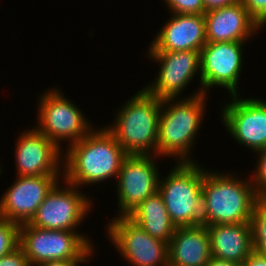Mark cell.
Listing matches in <instances>:
<instances>
[{
  "label": "cell",
  "mask_w": 266,
  "mask_h": 266,
  "mask_svg": "<svg viewBox=\"0 0 266 266\" xmlns=\"http://www.w3.org/2000/svg\"><path fill=\"white\" fill-rule=\"evenodd\" d=\"M63 153L62 179L78 188L112 177L117 179L123 160L128 156L106 127L93 129Z\"/></svg>",
  "instance_id": "6da1fadb"
},
{
  "label": "cell",
  "mask_w": 266,
  "mask_h": 266,
  "mask_svg": "<svg viewBox=\"0 0 266 266\" xmlns=\"http://www.w3.org/2000/svg\"><path fill=\"white\" fill-rule=\"evenodd\" d=\"M192 95L162 100L159 114L157 156L176 163H196L191 151L206 114L208 94L199 87ZM175 156V157H174Z\"/></svg>",
  "instance_id": "7a4b0ae2"
},
{
  "label": "cell",
  "mask_w": 266,
  "mask_h": 266,
  "mask_svg": "<svg viewBox=\"0 0 266 266\" xmlns=\"http://www.w3.org/2000/svg\"><path fill=\"white\" fill-rule=\"evenodd\" d=\"M221 173V174H220ZM203 225L250 223L256 193L251 176L206 169L202 184Z\"/></svg>",
  "instance_id": "3957f363"
},
{
  "label": "cell",
  "mask_w": 266,
  "mask_h": 266,
  "mask_svg": "<svg viewBox=\"0 0 266 266\" xmlns=\"http://www.w3.org/2000/svg\"><path fill=\"white\" fill-rule=\"evenodd\" d=\"M114 114V124L105 126L128 155L157 156L159 114L162 100L143 87Z\"/></svg>",
  "instance_id": "277c9868"
},
{
  "label": "cell",
  "mask_w": 266,
  "mask_h": 266,
  "mask_svg": "<svg viewBox=\"0 0 266 266\" xmlns=\"http://www.w3.org/2000/svg\"><path fill=\"white\" fill-rule=\"evenodd\" d=\"M171 169L166 177L160 175L158 184L171 222L176 227L203 224L202 184L206 169L198 162L177 163Z\"/></svg>",
  "instance_id": "5b68a950"
},
{
  "label": "cell",
  "mask_w": 266,
  "mask_h": 266,
  "mask_svg": "<svg viewBox=\"0 0 266 266\" xmlns=\"http://www.w3.org/2000/svg\"><path fill=\"white\" fill-rule=\"evenodd\" d=\"M85 235L78 230H49L24 223L20 225L19 246L30 266L57 260L90 261L95 246Z\"/></svg>",
  "instance_id": "8992f818"
},
{
  "label": "cell",
  "mask_w": 266,
  "mask_h": 266,
  "mask_svg": "<svg viewBox=\"0 0 266 266\" xmlns=\"http://www.w3.org/2000/svg\"><path fill=\"white\" fill-rule=\"evenodd\" d=\"M49 90V91H48ZM43 92L39 98V109L35 128L53 141L63 152L62 141L77 143L94 128L88 118L72 100L64 96L57 88Z\"/></svg>",
  "instance_id": "52a82bcc"
},
{
  "label": "cell",
  "mask_w": 266,
  "mask_h": 266,
  "mask_svg": "<svg viewBox=\"0 0 266 266\" xmlns=\"http://www.w3.org/2000/svg\"><path fill=\"white\" fill-rule=\"evenodd\" d=\"M60 181L47 194L29 224L42 229L76 231L90 209L92 200L77 186ZM66 183V184H65ZM61 184V185H60Z\"/></svg>",
  "instance_id": "ba28073f"
},
{
  "label": "cell",
  "mask_w": 266,
  "mask_h": 266,
  "mask_svg": "<svg viewBox=\"0 0 266 266\" xmlns=\"http://www.w3.org/2000/svg\"><path fill=\"white\" fill-rule=\"evenodd\" d=\"M106 234L130 266H169L168 244L153 238L127 216L112 218Z\"/></svg>",
  "instance_id": "9c48e42d"
},
{
  "label": "cell",
  "mask_w": 266,
  "mask_h": 266,
  "mask_svg": "<svg viewBox=\"0 0 266 266\" xmlns=\"http://www.w3.org/2000/svg\"><path fill=\"white\" fill-rule=\"evenodd\" d=\"M244 44L246 42H207L201 49L198 76L204 94L215 86L227 89L230 96L240 95L238 80L242 74Z\"/></svg>",
  "instance_id": "30bf717a"
},
{
  "label": "cell",
  "mask_w": 266,
  "mask_h": 266,
  "mask_svg": "<svg viewBox=\"0 0 266 266\" xmlns=\"http://www.w3.org/2000/svg\"><path fill=\"white\" fill-rule=\"evenodd\" d=\"M230 97L232 101L221 109V119L230 137L253 153L266 149V100Z\"/></svg>",
  "instance_id": "8fae6325"
},
{
  "label": "cell",
  "mask_w": 266,
  "mask_h": 266,
  "mask_svg": "<svg viewBox=\"0 0 266 266\" xmlns=\"http://www.w3.org/2000/svg\"><path fill=\"white\" fill-rule=\"evenodd\" d=\"M157 157L128 155L123 160L115 180L118 195V216H127L143 200L158 191L161 173L156 165Z\"/></svg>",
  "instance_id": "7c38bea8"
},
{
  "label": "cell",
  "mask_w": 266,
  "mask_h": 266,
  "mask_svg": "<svg viewBox=\"0 0 266 266\" xmlns=\"http://www.w3.org/2000/svg\"><path fill=\"white\" fill-rule=\"evenodd\" d=\"M149 59L158 62L155 81L143 88L157 99H176L200 73V52L194 50L148 52ZM195 75V76H194Z\"/></svg>",
  "instance_id": "4fadbf2b"
},
{
  "label": "cell",
  "mask_w": 266,
  "mask_h": 266,
  "mask_svg": "<svg viewBox=\"0 0 266 266\" xmlns=\"http://www.w3.org/2000/svg\"><path fill=\"white\" fill-rule=\"evenodd\" d=\"M16 177L0 197V217L21 225L31 221L40 204L59 180H62L63 175Z\"/></svg>",
  "instance_id": "5bb4252c"
},
{
  "label": "cell",
  "mask_w": 266,
  "mask_h": 266,
  "mask_svg": "<svg viewBox=\"0 0 266 266\" xmlns=\"http://www.w3.org/2000/svg\"><path fill=\"white\" fill-rule=\"evenodd\" d=\"M15 147L16 176L63 175V151L35 127L21 132Z\"/></svg>",
  "instance_id": "9a60e30c"
},
{
  "label": "cell",
  "mask_w": 266,
  "mask_h": 266,
  "mask_svg": "<svg viewBox=\"0 0 266 266\" xmlns=\"http://www.w3.org/2000/svg\"><path fill=\"white\" fill-rule=\"evenodd\" d=\"M150 43L148 52L201 51L206 45L205 17L202 14L172 13Z\"/></svg>",
  "instance_id": "2e32d148"
},
{
  "label": "cell",
  "mask_w": 266,
  "mask_h": 266,
  "mask_svg": "<svg viewBox=\"0 0 266 266\" xmlns=\"http://www.w3.org/2000/svg\"><path fill=\"white\" fill-rule=\"evenodd\" d=\"M207 42H247L261 28L239 2L205 12Z\"/></svg>",
  "instance_id": "e0dca14e"
},
{
  "label": "cell",
  "mask_w": 266,
  "mask_h": 266,
  "mask_svg": "<svg viewBox=\"0 0 266 266\" xmlns=\"http://www.w3.org/2000/svg\"><path fill=\"white\" fill-rule=\"evenodd\" d=\"M170 266H207L212 258L205 225L176 227L168 243Z\"/></svg>",
  "instance_id": "ac0fdd59"
},
{
  "label": "cell",
  "mask_w": 266,
  "mask_h": 266,
  "mask_svg": "<svg viewBox=\"0 0 266 266\" xmlns=\"http://www.w3.org/2000/svg\"><path fill=\"white\" fill-rule=\"evenodd\" d=\"M206 227L212 257L241 264L253 251L250 223Z\"/></svg>",
  "instance_id": "d6986e66"
},
{
  "label": "cell",
  "mask_w": 266,
  "mask_h": 266,
  "mask_svg": "<svg viewBox=\"0 0 266 266\" xmlns=\"http://www.w3.org/2000/svg\"><path fill=\"white\" fill-rule=\"evenodd\" d=\"M127 217L153 238L169 243L176 226L171 222L162 195L155 194L143 200Z\"/></svg>",
  "instance_id": "ffe728a7"
},
{
  "label": "cell",
  "mask_w": 266,
  "mask_h": 266,
  "mask_svg": "<svg viewBox=\"0 0 266 266\" xmlns=\"http://www.w3.org/2000/svg\"><path fill=\"white\" fill-rule=\"evenodd\" d=\"M252 249L266 256V197L254 204L250 217Z\"/></svg>",
  "instance_id": "44dd1931"
},
{
  "label": "cell",
  "mask_w": 266,
  "mask_h": 266,
  "mask_svg": "<svg viewBox=\"0 0 266 266\" xmlns=\"http://www.w3.org/2000/svg\"><path fill=\"white\" fill-rule=\"evenodd\" d=\"M20 244V224L0 217V258Z\"/></svg>",
  "instance_id": "7402d4cb"
},
{
  "label": "cell",
  "mask_w": 266,
  "mask_h": 266,
  "mask_svg": "<svg viewBox=\"0 0 266 266\" xmlns=\"http://www.w3.org/2000/svg\"><path fill=\"white\" fill-rule=\"evenodd\" d=\"M169 12L178 14H202L206 10L203 0H163Z\"/></svg>",
  "instance_id": "603a6c76"
},
{
  "label": "cell",
  "mask_w": 266,
  "mask_h": 266,
  "mask_svg": "<svg viewBox=\"0 0 266 266\" xmlns=\"http://www.w3.org/2000/svg\"><path fill=\"white\" fill-rule=\"evenodd\" d=\"M258 155L257 165L251 180L259 197H266V149L255 152Z\"/></svg>",
  "instance_id": "cb8c5ba5"
},
{
  "label": "cell",
  "mask_w": 266,
  "mask_h": 266,
  "mask_svg": "<svg viewBox=\"0 0 266 266\" xmlns=\"http://www.w3.org/2000/svg\"><path fill=\"white\" fill-rule=\"evenodd\" d=\"M250 17L260 28L266 25V0H241Z\"/></svg>",
  "instance_id": "d4e9b609"
},
{
  "label": "cell",
  "mask_w": 266,
  "mask_h": 266,
  "mask_svg": "<svg viewBox=\"0 0 266 266\" xmlns=\"http://www.w3.org/2000/svg\"><path fill=\"white\" fill-rule=\"evenodd\" d=\"M0 266H30L24 250L19 246L0 258Z\"/></svg>",
  "instance_id": "484cf974"
},
{
  "label": "cell",
  "mask_w": 266,
  "mask_h": 266,
  "mask_svg": "<svg viewBox=\"0 0 266 266\" xmlns=\"http://www.w3.org/2000/svg\"><path fill=\"white\" fill-rule=\"evenodd\" d=\"M240 266H266V256L253 250Z\"/></svg>",
  "instance_id": "4316f807"
},
{
  "label": "cell",
  "mask_w": 266,
  "mask_h": 266,
  "mask_svg": "<svg viewBox=\"0 0 266 266\" xmlns=\"http://www.w3.org/2000/svg\"><path fill=\"white\" fill-rule=\"evenodd\" d=\"M205 10H211L215 8L225 7L241 2V0H203Z\"/></svg>",
  "instance_id": "83f0119b"
},
{
  "label": "cell",
  "mask_w": 266,
  "mask_h": 266,
  "mask_svg": "<svg viewBox=\"0 0 266 266\" xmlns=\"http://www.w3.org/2000/svg\"><path fill=\"white\" fill-rule=\"evenodd\" d=\"M85 263L89 261H68V260H57V261H49L43 262L40 264H36L34 266H80V263Z\"/></svg>",
  "instance_id": "f1b7e54d"
},
{
  "label": "cell",
  "mask_w": 266,
  "mask_h": 266,
  "mask_svg": "<svg viewBox=\"0 0 266 266\" xmlns=\"http://www.w3.org/2000/svg\"><path fill=\"white\" fill-rule=\"evenodd\" d=\"M207 266H240V264L233 261H226L212 257Z\"/></svg>",
  "instance_id": "f546056e"
}]
</instances>
